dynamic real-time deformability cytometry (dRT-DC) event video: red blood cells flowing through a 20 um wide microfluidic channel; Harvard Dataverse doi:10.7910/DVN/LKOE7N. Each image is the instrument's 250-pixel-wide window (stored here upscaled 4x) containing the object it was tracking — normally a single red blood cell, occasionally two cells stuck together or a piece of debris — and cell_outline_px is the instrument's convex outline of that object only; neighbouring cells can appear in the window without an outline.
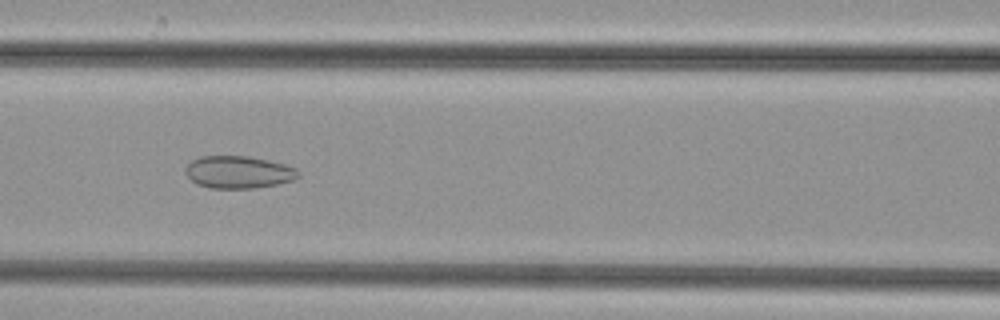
{"species": "common noctule bat (a hibernating species)", "species_latin": "Nyctalus noctula", "temperature_condition": "cold", "stored_images_in_passage": 47, "camera_frame_rate_fps": 3000, "um_per_image_px": 0.085, "animal": {"sex": "female", "body_mass_g": 29.2, "forearm_length_mm": 56.3}, "frame": {"image": 1, "passage_image": 21, "time_ms": 6.667, "image_size_px": [1000, 320], "cell_outline_px": [[300, 176], [292, 180], [276, 184], [256, 188], [212, 188], [196, 184], [184, 172], [184, 168], [192, 160], [200, 156], [248, 156], [268, 160], [284, 164], [296, 168], [300, 172]], "centroid_in_image_um": [20.26, 14.63], "position_along_channel_um": 146.3, "area_um2": 21.33}}
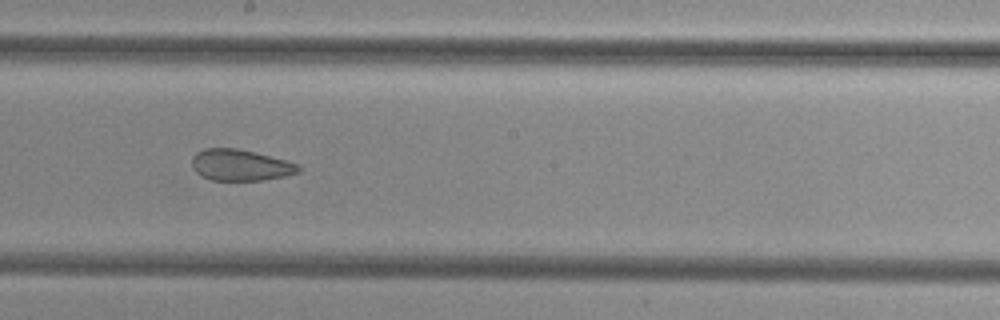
{"frame": {"image": 2, "passage_image": 27, "time_ms": 8.667, "image_size_px": [1000, 320], "cell_outline_px": [[300, 172], [284, 176], [260, 180], [212, 180], [200, 176], [192, 168], [192, 156], [196, 152], [204, 148], [236, 148], [300, 164]], "centroid_in_image_um": [20.39, 14.03], "position_along_channel_um": 227.8, "area_um2": 19.31}}
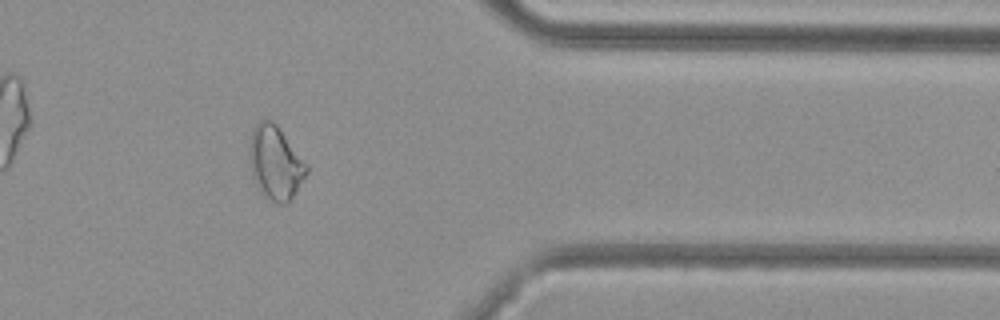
{"frame": {"image": 3, "passage_image": 40, "time_ms": 13.0, "image_size_px": [1000, 320], "cell_outline_px": [[308, 172], [292, 196], [284, 204], [276, 204], [264, 196], [260, 192], [252, 176], [248, 160], [252, 128], [260, 120], [272, 120], [276, 124], [308, 164]], "centroid_in_image_um": [23.38, 13.83], "position_along_channel_um": 388.0, "area_um2": 24.51}}